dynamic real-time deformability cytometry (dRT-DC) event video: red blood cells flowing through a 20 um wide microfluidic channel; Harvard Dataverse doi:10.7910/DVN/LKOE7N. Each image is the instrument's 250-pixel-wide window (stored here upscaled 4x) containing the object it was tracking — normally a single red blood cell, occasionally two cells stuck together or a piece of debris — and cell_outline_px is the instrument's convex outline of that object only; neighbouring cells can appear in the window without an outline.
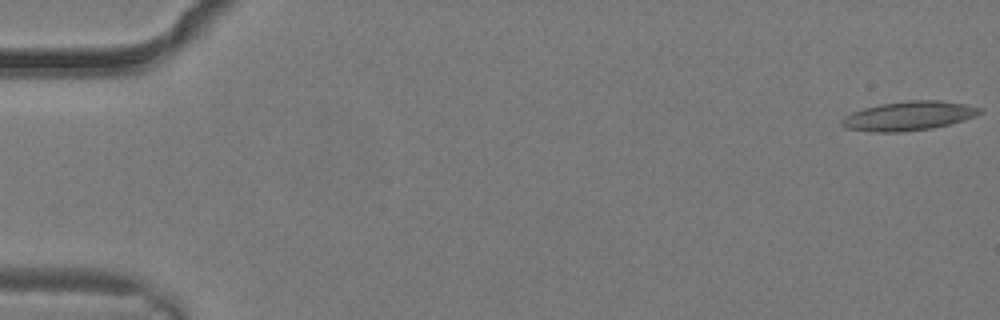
{"species": "common noctule bat (a hibernating species)", "species_latin": "Nyctalus noctula", "temperature_condition": "warm", "stored_images_in_passage": 3, "camera_frame_rate_fps": 3000, "um_per_image_px": 0.085, "animal": {"sex": "male", "body_mass_g": 19.2, "forearm_length_mm": 51.8}, "frame": {"image": 1, "passage_image": 1, "time_ms": 0.0, "image_size_px": [1000, 320], "cell_outline_px": [[984, 112], [976, 116], [964, 120], [932, 128], [900, 132], [872, 132], [844, 128], [840, 124], [840, 120], [844, 116], [852, 112], [864, 108], [880, 104], [908, 100], [940, 100], [964, 104], [984, 108]], "centroid_in_image_um": [77.24, 9.85], "position_along_channel_um": 7.8, "area_um2": 23.64}}
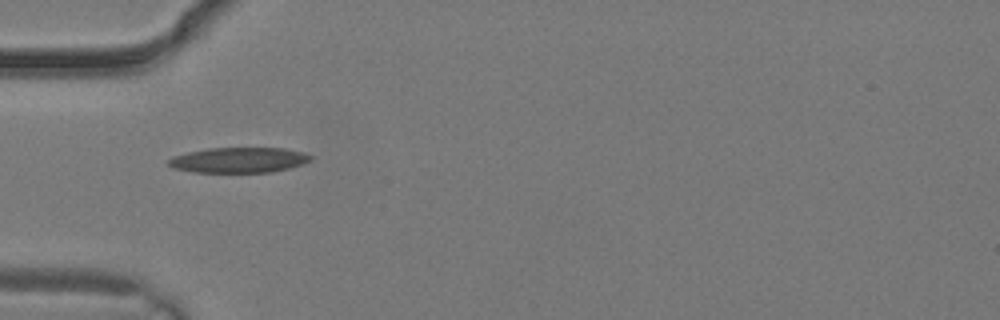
{"frame": {"image": 2, "passage_image": 3, "time_ms": 0.667, "image_size_px": [1000, 320], "cell_outline_px": [[312, 160], [288, 168], [272, 172], [192, 172], [172, 168], [168, 164], [168, 160], [172, 156], [188, 152], [208, 148], [284, 148], [304, 152], [312, 156]], "centroid_in_image_um": [20.28, 13.6], "position_along_channel_um": 64.7, "area_um2": 20.98}}